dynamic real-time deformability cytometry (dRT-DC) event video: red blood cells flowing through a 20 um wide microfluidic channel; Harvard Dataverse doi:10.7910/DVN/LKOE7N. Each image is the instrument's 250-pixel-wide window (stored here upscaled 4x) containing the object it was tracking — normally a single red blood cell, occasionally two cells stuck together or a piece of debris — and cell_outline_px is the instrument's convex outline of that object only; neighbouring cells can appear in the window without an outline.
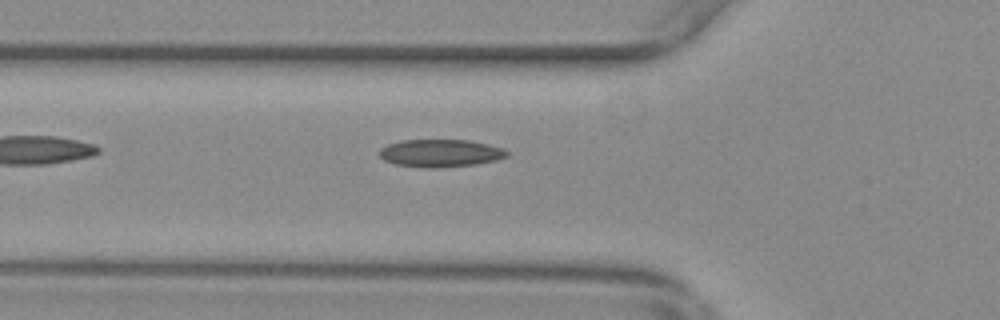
{"species": "common noctule bat (a hibernating species)", "species_latin": "Nyctalus noctula", "temperature_condition": "warm", "stored_images_in_passage": 38, "camera_frame_rate_fps": 3000, "um_per_image_px": 0.085, "animal": {"sex": "female", "body_mass_g": 29.2, "forearm_length_mm": 56.3}, "frame": {"image": 1, "passage_image": 2, "time_ms": 0.333, "image_size_px": [1000, 320], "cell_outline_px": [[508, 156], [496, 160], [476, 164], [440, 168], [428, 168], [396, 164], [384, 160], [380, 156], [380, 148], [388, 144], [404, 140], [468, 140], [488, 144], [504, 148], [508, 152]], "centroid_in_image_um": [37.46, 13.02], "position_along_channel_um": 88.3, "area_um2": 20.52}}
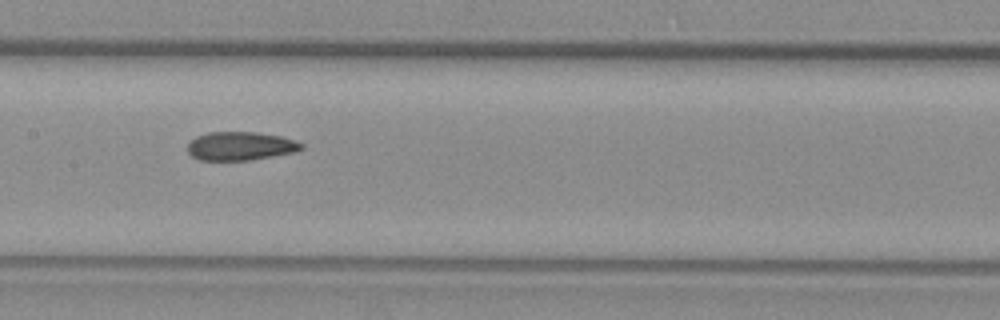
{"frame": {"image": 2, "passage_image": 10, "time_ms": 3.0, "image_size_px": [1000, 320], "cell_outline_px": [[304, 148], [296, 152], [252, 160], [200, 160], [192, 156], [188, 152], [188, 144], [196, 136], [208, 132], [256, 132], [280, 136], [296, 140], [304, 144]], "centroid_in_image_um": [20.48, 12.41], "position_along_channel_um": 186.9, "area_um2": 19.07}}
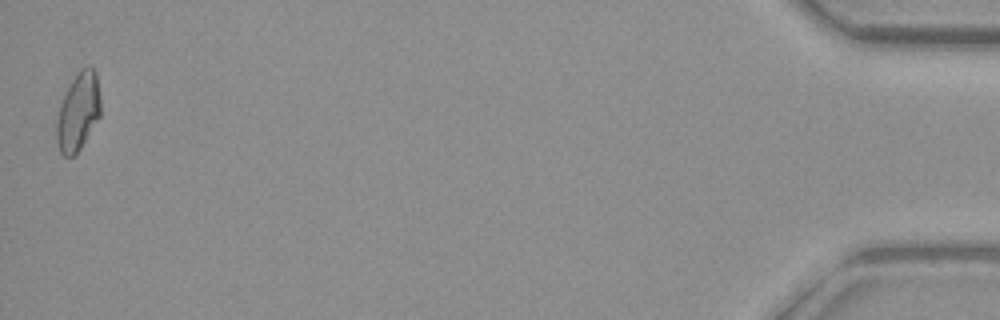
{"frame": {"image": 3, "passage_image": 38, "time_ms": 12.333, "image_size_px": [1000, 320], "cell_outline_px": [[100, 116], [80, 148], [72, 156], [64, 156], [60, 152], [56, 140], [56, 120], [60, 104], [64, 92], [80, 68], [88, 64], [96, 72], [100, 96]], "centroid_in_image_um": [6.63, 9.46], "position_along_channel_um": 428.6, "area_um2": 20.06}}